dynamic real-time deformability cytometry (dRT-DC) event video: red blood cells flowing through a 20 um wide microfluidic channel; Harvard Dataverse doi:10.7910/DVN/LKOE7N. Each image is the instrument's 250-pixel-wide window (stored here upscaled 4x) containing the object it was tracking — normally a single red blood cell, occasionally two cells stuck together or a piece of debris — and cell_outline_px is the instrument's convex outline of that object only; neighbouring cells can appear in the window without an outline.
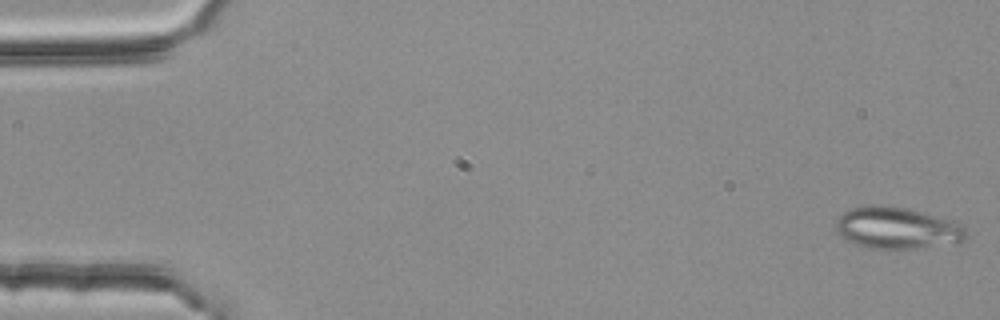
{"species": "common noctule bat (a hibernating species)", "species_latin": "Nyctalus noctula", "temperature_condition": "room temperature", "stored_images_in_passage": 53, "camera_frame_rate_fps": 3000, "um_per_image_px": 0.085, "animal": {"sex": "female", "body_mass_g": 25.1}, "frame": {"image": 1, "passage_image": 1, "time_ms": 0.0, "image_size_px": [1000, 320], "cell_outline_px": [[968, 236], [964, 240], [916, 248], [868, 248], [856, 244], [840, 236], [836, 228], [836, 220], [848, 208], [868, 204], [880, 204], [908, 208], [952, 220], [960, 224], [968, 232]], "centroid_in_image_um": [76.21, 19.34], "position_along_channel_um": 8.8, "area_um2": 31.56}}
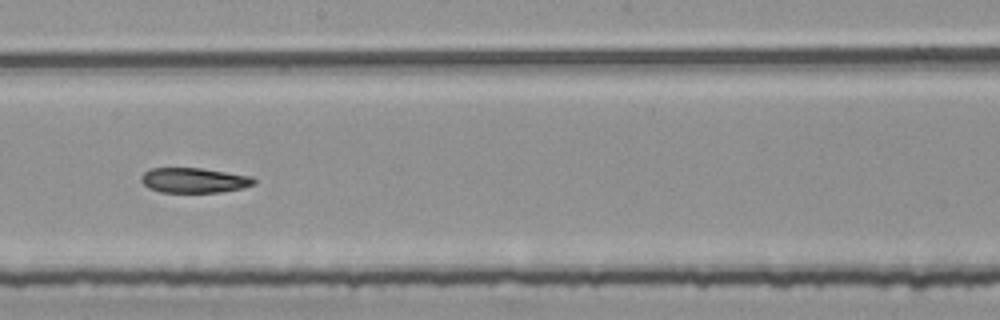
{"frame": {"image": 2, "passage_image": 30, "time_ms": 9.667, "image_size_px": [1000, 320], "cell_outline_px": [[256, 184], [240, 188], [220, 192], [160, 192], [148, 188], [140, 180], [140, 176], [148, 168], [204, 168], [252, 176], [256, 180]], "centroid_in_image_um": [16.48, 15.31], "position_along_channel_um": 231.7, "area_um2": 16.59}}
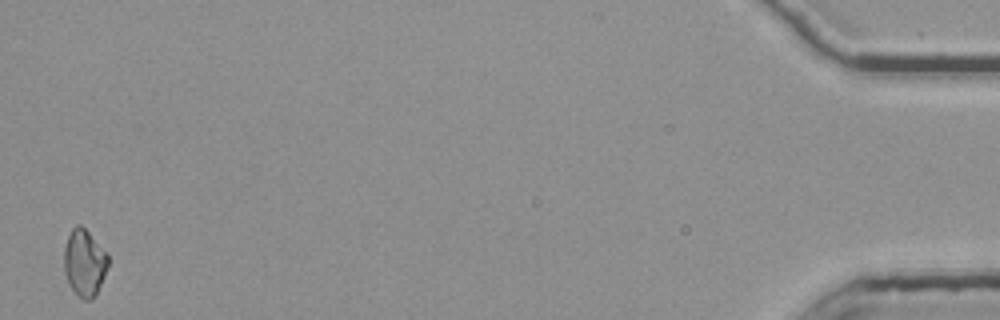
{"frame": {"image": 3, "passage_image": 53, "time_ms": 17.333, "image_size_px": [1000, 320], "cell_outline_px": [[108, 268], [92, 300], [84, 300], [76, 296], [68, 284], [64, 272], [64, 244], [72, 228], [76, 224], [80, 224], [108, 252]], "centroid_in_image_um": [7.16, 22.34], "position_along_channel_um": 428.0, "area_um2": 17.4}}